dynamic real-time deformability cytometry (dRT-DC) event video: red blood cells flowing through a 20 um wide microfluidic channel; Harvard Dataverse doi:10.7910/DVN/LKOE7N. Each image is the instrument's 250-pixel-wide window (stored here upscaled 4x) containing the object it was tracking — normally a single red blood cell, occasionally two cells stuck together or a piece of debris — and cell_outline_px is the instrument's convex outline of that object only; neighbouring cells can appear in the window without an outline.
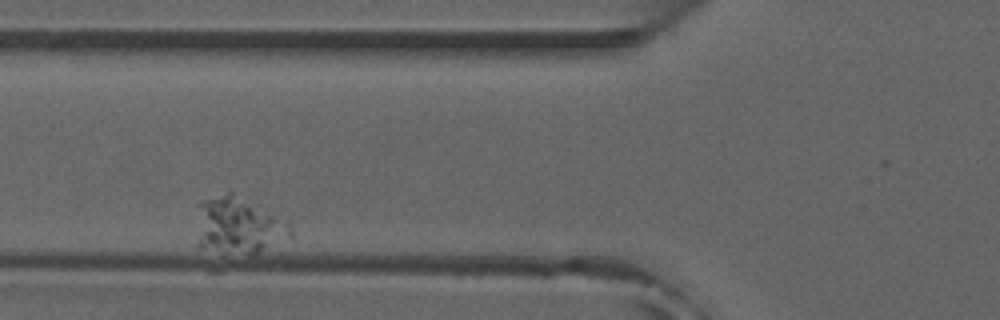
{"species": "common noctule bat (a hibernating species)", "species_latin": "Nyctalus noctula", "temperature_condition": "room temperature", "stored_images_in_passage": 3, "camera_frame_rate_fps": 3000, "um_per_image_px": 0.085, "animal": {"sex": "male", "forearm_length_mm": 52.5}, "frame": {"image": 1, "passage_image": 2, "time_ms": 0.333, "image_size_px": [1000, 320], "cell_outline_px": [[296, 240], [252, 256], [248, 256], [196, 248], [196, 204], [204, 200], [228, 192], [232, 192], [256, 204], [288, 224], [292, 228]], "centroid_in_image_um": [20.29, 19.26], "position_along_channel_um": 105.5, "area_um2": 32.6}}